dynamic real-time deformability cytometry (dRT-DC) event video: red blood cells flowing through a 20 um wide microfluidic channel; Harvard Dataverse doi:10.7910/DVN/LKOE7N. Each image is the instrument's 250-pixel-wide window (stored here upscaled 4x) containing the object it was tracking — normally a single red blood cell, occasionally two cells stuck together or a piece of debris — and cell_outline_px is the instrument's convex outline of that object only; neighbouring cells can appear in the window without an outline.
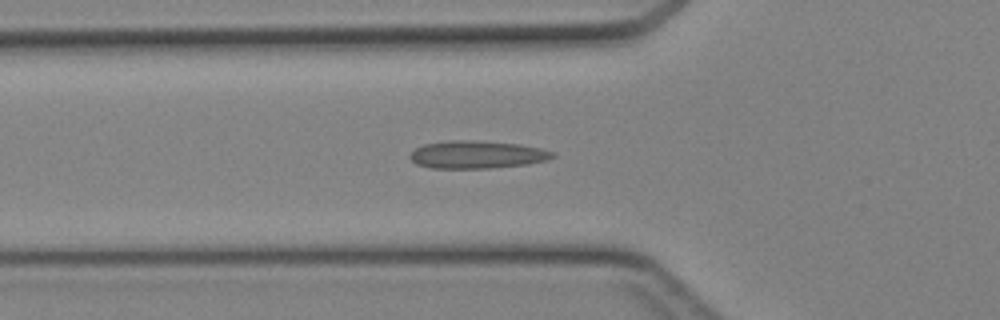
{"species": "Egyptian fruit bat (a non-hibernating species)", "species_latin": "Rousettus aegyptiacus", "temperature_condition": "cold", "stored_images_in_passage": 32, "camera_frame_rate_fps": 3000, "um_per_image_px": 0.085, "animal": {"sex": "female"}, "frame": {"image": 1, "passage_image": 6, "time_ms": 1.667, "image_size_px": [1000, 320], "cell_outline_px": [[556, 156], [548, 160], [528, 164], [492, 168], [432, 168], [416, 164], [408, 156], [416, 148], [424, 144], [452, 140], [472, 140], [520, 144], [540, 148], [556, 152]], "centroid_in_image_um": [40.58, 13.14], "position_along_channel_um": 85.2, "area_um2": 23.12}}
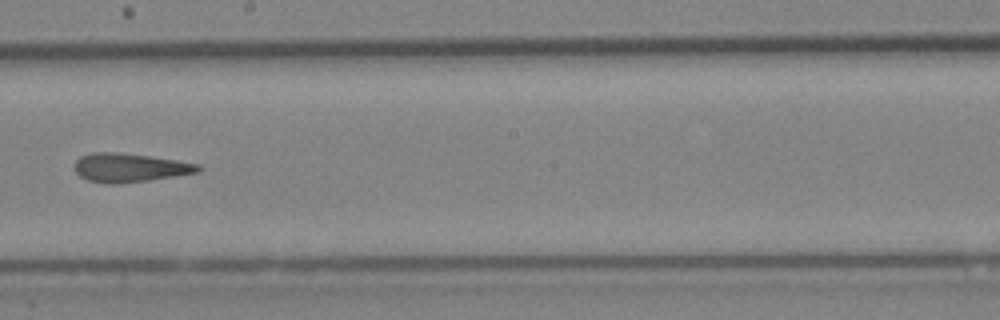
{"frame": {"image": 2, "passage_image": 16, "time_ms": 5.0, "image_size_px": [1000, 320], "cell_outline_px": [[204, 168], [200, 172], [148, 180], [120, 184], [104, 184], [88, 180], [80, 176], [76, 172], [72, 164], [80, 156], [92, 152], [112, 152], [148, 156], [176, 160], [200, 164]], "centroid_in_image_um": [11.01, 14.26], "position_along_channel_um": 237.2, "area_um2": 20.87}}
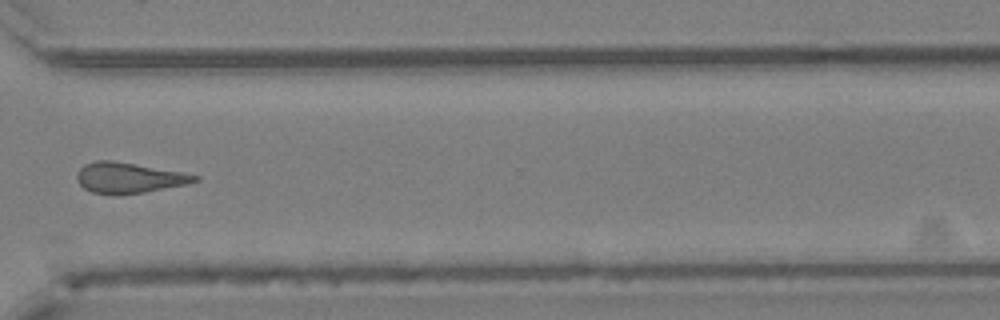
{"frame": {"image": 3, "passage_image": 24, "time_ms": 7.667, "image_size_px": [1000, 320], "cell_outline_px": [[200, 180], [184, 184], [144, 192], [92, 192], [84, 188], [76, 180], [76, 172], [84, 164], [96, 160], [112, 160], [184, 172], [200, 176]], "centroid_in_image_um": [10.94, 15.06], "position_along_channel_um": 359.7, "area_um2": 20.4}}